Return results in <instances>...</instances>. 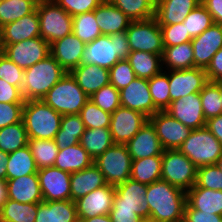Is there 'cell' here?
Instances as JSON below:
<instances>
[{
    "mask_svg": "<svg viewBox=\"0 0 222 222\" xmlns=\"http://www.w3.org/2000/svg\"><path fill=\"white\" fill-rule=\"evenodd\" d=\"M147 222H183L186 192L162 179L147 185Z\"/></svg>",
    "mask_w": 222,
    "mask_h": 222,
    "instance_id": "6da1fadb",
    "label": "cell"
},
{
    "mask_svg": "<svg viewBox=\"0 0 222 222\" xmlns=\"http://www.w3.org/2000/svg\"><path fill=\"white\" fill-rule=\"evenodd\" d=\"M130 52L126 31L101 35L86 44L81 64H92L110 69L119 60L127 59Z\"/></svg>",
    "mask_w": 222,
    "mask_h": 222,
    "instance_id": "7a4b0ae2",
    "label": "cell"
},
{
    "mask_svg": "<svg viewBox=\"0 0 222 222\" xmlns=\"http://www.w3.org/2000/svg\"><path fill=\"white\" fill-rule=\"evenodd\" d=\"M66 73L51 54L24 70V81L21 89L24 101L42 100Z\"/></svg>",
    "mask_w": 222,
    "mask_h": 222,
    "instance_id": "3957f363",
    "label": "cell"
},
{
    "mask_svg": "<svg viewBox=\"0 0 222 222\" xmlns=\"http://www.w3.org/2000/svg\"><path fill=\"white\" fill-rule=\"evenodd\" d=\"M61 118L62 115L43 100H28L24 103L22 120L28 139H54L60 129Z\"/></svg>",
    "mask_w": 222,
    "mask_h": 222,
    "instance_id": "277c9868",
    "label": "cell"
},
{
    "mask_svg": "<svg viewBox=\"0 0 222 222\" xmlns=\"http://www.w3.org/2000/svg\"><path fill=\"white\" fill-rule=\"evenodd\" d=\"M89 99L70 72H67L42 98L61 115L79 114Z\"/></svg>",
    "mask_w": 222,
    "mask_h": 222,
    "instance_id": "5b68a950",
    "label": "cell"
},
{
    "mask_svg": "<svg viewBox=\"0 0 222 222\" xmlns=\"http://www.w3.org/2000/svg\"><path fill=\"white\" fill-rule=\"evenodd\" d=\"M178 150L199 168L217 163L222 155V144L205 126L192 130Z\"/></svg>",
    "mask_w": 222,
    "mask_h": 222,
    "instance_id": "8992f818",
    "label": "cell"
},
{
    "mask_svg": "<svg viewBox=\"0 0 222 222\" xmlns=\"http://www.w3.org/2000/svg\"><path fill=\"white\" fill-rule=\"evenodd\" d=\"M40 24V37L49 44L73 31L72 16L53 0L36 5Z\"/></svg>",
    "mask_w": 222,
    "mask_h": 222,
    "instance_id": "52a82bcc",
    "label": "cell"
},
{
    "mask_svg": "<svg viewBox=\"0 0 222 222\" xmlns=\"http://www.w3.org/2000/svg\"><path fill=\"white\" fill-rule=\"evenodd\" d=\"M197 167L178 149L164 150L161 179L187 192L196 182Z\"/></svg>",
    "mask_w": 222,
    "mask_h": 222,
    "instance_id": "ba28073f",
    "label": "cell"
},
{
    "mask_svg": "<svg viewBox=\"0 0 222 222\" xmlns=\"http://www.w3.org/2000/svg\"><path fill=\"white\" fill-rule=\"evenodd\" d=\"M107 184L117 186L130 179L131 155L126 145L114 144L94 159Z\"/></svg>",
    "mask_w": 222,
    "mask_h": 222,
    "instance_id": "9c48e42d",
    "label": "cell"
},
{
    "mask_svg": "<svg viewBox=\"0 0 222 222\" xmlns=\"http://www.w3.org/2000/svg\"><path fill=\"white\" fill-rule=\"evenodd\" d=\"M126 35L132 51L163 55L164 45L160 26L155 18L131 21Z\"/></svg>",
    "mask_w": 222,
    "mask_h": 222,
    "instance_id": "30bf717a",
    "label": "cell"
},
{
    "mask_svg": "<svg viewBox=\"0 0 222 222\" xmlns=\"http://www.w3.org/2000/svg\"><path fill=\"white\" fill-rule=\"evenodd\" d=\"M4 56L23 70L50 55V44L41 37L27 39L15 44H2Z\"/></svg>",
    "mask_w": 222,
    "mask_h": 222,
    "instance_id": "8fae6325",
    "label": "cell"
},
{
    "mask_svg": "<svg viewBox=\"0 0 222 222\" xmlns=\"http://www.w3.org/2000/svg\"><path fill=\"white\" fill-rule=\"evenodd\" d=\"M149 120L143 113L126 107H118L112 114L109 130L114 144L125 145Z\"/></svg>",
    "mask_w": 222,
    "mask_h": 222,
    "instance_id": "7c38bea8",
    "label": "cell"
},
{
    "mask_svg": "<svg viewBox=\"0 0 222 222\" xmlns=\"http://www.w3.org/2000/svg\"><path fill=\"white\" fill-rule=\"evenodd\" d=\"M149 121L155 127L164 150L178 149L192 131L166 111L156 112Z\"/></svg>",
    "mask_w": 222,
    "mask_h": 222,
    "instance_id": "4fadbf2b",
    "label": "cell"
},
{
    "mask_svg": "<svg viewBox=\"0 0 222 222\" xmlns=\"http://www.w3.org/2000/svg\"><path fill=\"white\" fill-rule=\"evenodd\" d=\"M43 201L71 200V174L54 166L37 172Z\"/></svg>",
    "mask_w": 222,
    "mask_h": 222,
    "instance_id": "5bb4252c",
    "label": "cell"
},
{
    "mask_svg": "<svg viewBox=\"0 0 222 222\" xmlns=\"http://www.w3.org/2000/svg\"><path fill=\"white\" fill-rule=\"evenodd\" d=\"M165 111L191 130L206 126L199 92L171 101Z\"/></svg>",
    "mask_w": 222,
    "mask_h": 222,
    "instance_id": "9a60e30c",
    "label": "cell"
},
{
    "mask_svg": "<svg viewBox=\"0 0 222 222\" xmlns=\"http://www.w3.org/2000/svg\"><path fill=\"white\" fill-rule=\"evenodd\" d=\"M170 100L200 92L208 82L206 71L201 68L169 70Z\"/></svg>",
    "mask_w": 222,
    "mask_h": 222,
    "instance_id": "2e32d148",
    "label": "cell"
},
{
    "mask_svg": "<svg viewBox=\"0 0 222 222\" xmlns=\"http://www.w3.org/2000/svg\"><path fill=\"white\" fill-rule=\"evenodd\" d=\"M119 91L122 107L139 111L148 118L159 111L153 103L147 79L137 77Z\"/></svg>",
    "mask_w": 222,
    "mask_h": 222,
    "instance_id": "e0dca14e",
    "label": "cell"
},
{
    "mask_svg": "<svg viewBox=\"0 0 222 222\" xmlns=\"http://www.w3.org/2000/svg\"><path fill=\"white\" fill-rule=\"evenodd\" d=\"M194 51V67L206 70L212 57L222 48V25L213 23L202 34L191 40Z\"/></svg>",
    "mask_w": 222,
    "mask_h": 222,
    "instance_id": "ac0fdd59",
    "label": "cell"
},
{
    "mask_svg": "<svg viewBox=\"0 0 222 222\" xmlns=\"http://www.w3.org/2000/svg\"><path fill=\"white\" fill-rule=\"evenodd\" d=\"M115 186L106 184L91 191L75 201L77 217L91 218L98 215H108L112 208Z\"/></svg>",
    "mask_w": 222,
    "mask_h": 222,
    "instance_id": "d6986e66",
    "label": "cell"
},
{
    "mask_svg": "<svg viewBox=\"0 0 222 222\" xmlns=\"http://www.w3.org/2000/svg\"><path fill=\"white\" fill-rule=\"evenodd\" d=\"M125 145L132 160L162 155L164 151L155 127L149 120Z\"/></svg>",
    "mask_w": 222,
    "mask_h": 222,
    "instance_id": "ffe728a7",
    "label": "cell"
},
{
    "mask_svg": "<svg viewBox=\"0 0 222 222\" xmlns=\"http://www.w3.org/2000/svg\"><path fill=\"white\" fill-rule=\"evenodd\" d=\"M85 46V43L71 33L51 43L50 54L66 72H70L81 64Z\"/></svg>",
    "mask_w": 222,
    "mask_h": 222,
    "instance_id": "44dd1931",
    "label": "cell"
},
{
    "mask_svg": "<svg viewBox=\"0 0 222 222\" xmlns=\"http://www.w3.org/2000/svg\"><path fill=\"white\" fill-rule=\"evenodd\" d=\"M36 37H40V24L37 9L1 27V44H15Z\"/></svg>",
    "mask_w": 222,
    "mask_h": 222,
    "instance_id": "7402d4cb",
    "label": "cell"
},
{
    "mask_svg": "<svg viewBox=\"0 0 222 222\" xmlns=\"http://www.w3.org/2000/svg\"><path fill=\"white\" fill-rule=\"evenodd\" d=\"M200 0H156L155 16L159 26L180 24Z\"/></svg>",
    "mask_w": 222,
    "mask_h": 222,
    "instance_id": "603a6c76",
    "label": "cell"
},
{
    "mask_svg": "<svg viewBox=\"0 0 222 222\" xmlns=\"http://www.w3.org/2000/svg\"><path fill=\"white\" fill-rule=\"evenodd\" d=\"M70 73L89 98L103 86L110 84L109 69L97 65L80 64Z\"/></svg>",
    "mask_w": 222,
    "mask_h": 222,
    "instance_id": "cb8c5ba5",
    "label": "cell"
},
{
    "mask_svg": "<svg viewBox=\"0 0 222 222\" xmlns=\"http://www.w3.org/2000/svg\"><path fill=\"white\" fill-rule=\"evenodd\" d=\"M6 180L9 199L29 204L43 202L37 173Z\"/></svg>",
    "mask_w": 222,
    "mask_h": 222,
    "instance_id": "d4e9b609",
    "label": "cell"
},
{
    "mask_svg": "<svg viewBox=\"0 0 222 222\" xmlns=\"http://www.w3.org/2000/svg\"><path fill=\"white\" fill-rule=\"evenodd\" d=\"M94 15L102 35H111L126 31L130 19L109 0H104L95 10Z\"/></svg>",
    "mask_w": 222,
    "mask_h": 222,
    "instance_id": "484cf974",
    "label": "cell"
},
{
    "mask_svg": "<svg viewBox=\"0 0 222 222\" xmlns=\"http://www.w3.org/2000/svg\"><path fill=\"white\" fill-rule=\"evenodd\" d=\"M107 183L101 171L98 167L92 163L87 168L71 173L70 177V189L71 200H76L84 197L93 190H96Z\"/></svg>",
    "mask_w": 222,
    "mask_h": 222,
    "instance_id": "4316f807",
    "label": "cell"
},
{
    "mask_svg": "<svg viewBox=\"0 0 222 222\" xmlns=\"http://www.w3.org/2000/svg\"><path fill=\"white\" fill-rule=\"evenodd\" d=\"M147 185L134 181L131 178L115 186V195L112 207L127 209H146Z\"/></svg>",
    "mask_w": 222,
    "mask_h": 222,
    "instance_id": "83f0119b",
    "label": "cell"
},
{
    "mask_svg": "<svg viewBox=\"0 0 222 222\" xmlns=\"http://www.w3.org/2000/svg\"><path fill=\"white\" fill-rule=\"evenodd\" d=\"M35 222H78L76 204L72 200L43 201L38 204Z\"/></svg>",
    "mask_w": 222,
    "mask_h": 222,
    "instance_id": "f1b7e54d",
    "label": "cell"
},
{
    "mask_svg": "<svg viewBox=\"0 0 222 222\" xmlns=\"http://www.w3.org/2000/svg\"><path fill=\"white\" fill-rule=\"evenodd\" d=\"M186 203L192 209L222 216V190L201 188L194 184L186 192Z\"/></svg>",
    "mask_w": 222,
    "mask_h": 222,
    "instance_id": "f546056e",
    "label": "cell"
},
{
    "mask_svg": "<svg viewBox=\"0 0 222 222\" xmlns=\"http://www.w3.org/2000/svg\"><path fill=\"white\" fill-rule=\"evenodd\" d=\"M93 161L88 152L78 143L59 149L54 167L71 174L87 168Z\"/></svg>",
    "mask_w": 222,
    "mask_h": 222,
    "instance_id": "4dcf8cb0",
    "label": "cell"
},
{
    "mask_svg": "<svg viewBox=\"0 0 222 222\" xmlns=\"http://www.w3.org/2000/svg\"><path fill=\"white\" fill-rule=\"evenodd\" d=\"M163 70H184L194 68V51L191 42L164 47L162 55Z\"/></svg>",
    "mask_w": 222,
    "mask_h": 222,
    "instance_id": "1f68e13d",
    "label": "cell"
},
{
    "mask_svg": "<svg viewBox=\"0 0 222 222\" xmlns=\"http://www.w3.org/2000/svg\"><path fill=\"white\" fill-rule=\"evenodd\" d=\"M85 129L79 114L62 115L60 129L56 133L54 141L59 149L76 145L79 143Z\"/></svg>",
    "mask_w": 222,
    "mask_h": 222,
    "instance_id": "d6a6232c",
    "label": "cell"
},
{
    "mask_svg": "<svg viewBox=\"0 0 222 222\" xmlns=\"http://www.w3.org/2000/svg\"><path fill=\"white\" fill-rule=\"evenodd\" d=\"M129 61L136 77L149 80L159 74L162 68V55L144 51H132L128 55Z\"/></svg>",
    "mask_w": 222,
    "mask_h": 222,
    "instance_id": "836d02e7",
    "label": "cell"
},
{
    "mask_svg": "<svg viewBox=\"0 0 222 222\" xmlns=\"http://www.w3.org/2000/svg\"><path fill=\"white\" fill-rule=\"evenodd\" d=\"M6 168V179L19 178L20 176L38 172L34 157L28 145L9 153Z\"/></svg>",
    "mask_w": 222,
    "mask_h": 222,
    "instance_id": "e575fe53",
    "label": "cell"
},
{
    "mask_svg": "<svg viewBox=\"0 0 222 222\" xmlns=\"http://www.w3.org/2000/svg\"><path fill=\"white\" fill-rule=\"evenodd\" d=\"M162 155L132 160L130 178L149 185L161 179Z\"/></svg>",
    "mask_w": 222,
    "mask_h": 222,
    "instance_id": "d590c367",
    "label": "cell"
},
{
    "mask_svg": "<svg viewBox=\"0 0 222 222\" xmlns=\"http://www.w3.org/2000/svg\"><path fill=\"white\" fill-rule=\"evenodd\" d=\"M79 143L93 160L114 145L109 128L85 129Z\"/></svg>",
    "mask_w": 222,
    "mask_h": 222,
    "instance_id": "8d00e7d4",
    "label": "cell"
},
{
    "mask_svg": "<svg viewBox=\"0 0 222 222\" xmlns=\"http://www.w3.org/2000/svg\"><path fill=\"white\" fill-rule=\"evenodd\" d=\"M120 9L130 21H142L154 18L156 0H109Z\"/></svg>",
    "mask_w": 222,
    "mask_h": 222,
    "instance_id": "74e56055",
    "label": "cell"
},
{
    "mask_svg": "<svg viewBox=\"0 0 222 222\" xmlns=\"http://www.w3.org/2000/svg\"><path fill=\"white\" fill-rule=\"evenodd\" d=\"M38 204L20 203L8 199L0 209V219L3 222H35Z\"/></svg>",
    "mask_w": 222,
    "mask_h": 222,
    "instance_id": "f35d334b",
    "label": "cell"
},
{
    "mask_svg": "<svg viewBox=\"0 0 222 222\" xmlns=\"http://www.w3.org/2000/svg\"><path fill=\"white\" fill-rule=\"evenodd\" d=\"M28 135L23 120L0 129V150L11 153L28 145Z\"/></svg>",
    "mask_w": 222,
    "mask_h": 222,
    "instance_id": "ab89813d",
    "label": "cell"
},
{
    "mask_svg": "<svg viewBox=\"0 0 222 222\" xmlns=\"http://www.w3.org/2000/svg\"><path fill=\"white\" fill-rule=\"evenodd\" d=\"M28 146L39 169L54 166L59 148L54 139H29Z\"/></svg>",
    "mask_w": 222,
    "mask_h": 222,
    "instance_id": "60d3db41",
    "label": "cell"
},
{
    "mask_svg": "<svg viewBox=\"0 0 222 222\" xmlns=\"http://www.w3.org/2000/svg\"><path fill=\"white\" fill-rule=\"evenodd\" d=\"M72 24V33L85 44L92 42L102 35L94 15V10L73 16Z\"/></svg>",
    "mask_w": 222,
    "mask_h": 222,
    "instance_id": "b9f144b4",
    "label": "cell"
},
{
    "mask_svg": "<svg viewBox=\"0 0 222 222\" xmlns=\"http://www.w3.org/2000/svg\"><path fill=\"white\" fill-rule=\"evenodd\" d=\"M148 85L155 107L159 111H165L171 103L168 71L162 70L150 78Z\"/></svg>",
    "mask_w": 222,
    "mask_h": 222,
    "instance_id": "7bdbcfd3",
    "label": "cell"
},
{
    "mask_svg": "<svg viewBox=\"0 0 222 222\" xmlns=\"http://www.w3.org/2000/svg\"><path fill=\"white\" fill-rule=\"evenodd\" d=\"M36 5L32 0H3L0 5V27L32 13Z\"/></svg>",
    "mask_w": 222,
    "mask_h": 222,
    "instance_id": "ee69618b",
    "label": "cell"
},
{
    "mask_svg": "<svg viewBox=\"0 0 222 222\" xmlns=\"http://www.w3.org/2000/svg\"><path fill=\"white\" fill-rule=\"evenodd\" d=\"M182 23L189 35L195 38L209 28L214 21L206 7L200 3L189 13Z\"/></svg>",
    "mask_w": 222,
    "mask_h": 222,
    "instance_id": "f6af8a7d",
    "label": "cell"
},
{
    "mask_svg": "<svg viewBox=\"0 0 222 222\" xmlns=\"http://www.w3.org/2000/svg\"><path fill=\"white\" fill-rule=\"evenodd\" d=\"M199 93L206 121L222 114L220 93L218 86L214 82L208 81Z\"/></svg>",
    "mask_w": 222,
    "mask_h": 222,
    "instance_id": "bcb514c9",
    "label": "cell"
},
{
    "mask_svg": "<svg viewBox=\"0 0 222 222\" xmlns=\"http://www.w3.org/2000/svg\"><path fill=\"white\" fill-rule=\"evenodd\" d=\"M79 115L81 116L86 129L109 128L110 126L111 114L103 111L90 99L81 109Z\"/></svg>",
    "mask_w": 222,
    "mask_h": 222,
    "instance_id": "7dc6e473",
    "label": "cell"
},
{
    "mask_svg": "<svg viewBox=\"0 0 222 222\" xmlns=\"http://www.w3.org/2000/svg\"><path fill=\"white\" fill-rule=\"evenodd\" d=\"M90 100L103 111L110 114L121 106L120 91L117 90L112 84L103 86L90 97Z\"/></svg>",
    "mask_w": 222,
    "mask_h": 222,
    "instance_id": "c3c4849f",
    "label": "cell"
},
{
    "mask_svg": "<svg viewBox=\"0 0 222 222\" xmlns=\"http://www.w3.org/2000/svg\"><path fill=\"white\" fill-rule=\"evenodd\" d=\"M110 84L117 90L128 86L136 77L127 59L119 60L113 67L109 69Z\"/></svg>",
    "mask_w": 222,
    "mask_h": 222,
    "instance_id": "681fc988",
    "label": "cell"
},
{
    "mask_svg": "<svg viewBox=\"0 0 222 222\" xmlns=\"http://www.w3.org/2000/svg\"><path fill=\"white\" fill-rule=\"evenodd\" d=\"M195 185L201 188L222 190V171L216 164L197 168Z\"/></svg>",
    "mask_w": 222,
    "mask_h": 222,
    "instance_id": "f907efd6",
    "label": "cell"
},
{
    "mask_svg": "<svg viewBox=\"0 0 222 222\" xmlns=\"http://www.w3.org/2000/svg\"><path fill=\"white\" fill-rule=\"evenodd\" d=\"M0 78L15 87L22 89L24 70L0 53Z\"/></svg>",
    "mask_w": 222,
    "mask_h": 222,
    "instance_id": "816d5d0a",
    "label": "cell"
},
{
    "mask_svg": "<svg viewBox=\"0 0 222 222\" xmlns=\"http://www.w3.org/2000/svg\"><path fill=\"white\" fill-rule=\"evenodd\" d=\"M160 29L162 32L164 47H171L185 42H191L193 39L187 32L183 23L160 26Z\"/></svg>",
    "mask_w": 222,
    "mask_h": 222,
    "instance_id": "f5cc1de1",
    "label": "cell"
},
{
    "mask_svg": "<svg viewBox=\"0 0 222 222\" xmlns=\"http://www.w3.org/2000/svg\"><path fill=\"white\" fill-rule=\"evenodd\" d=\"M72 17L95 10L104 0H53Z\"/></svg>",
    "mask_w": 222,
    "mask_h": 222,
    "instance_id": "db71d44e",
    "label": "cell"
},
{
    "mask_svg": "<svg viewBox=\"0 0 222 222\" xmlns=\"http://www.w3.org/2000/svg\"><path fill=\"white\" fill-rule=\"evenodd\" d=\"M24 103L0 102V129L22 121Z\"/></svg>",
    "mask_w": 222,
    "mask_h": 222,
    "instance_id": "11a10c76",
    "label": "cell"
},
{
    "mask_svg": "<svg viewBox=\"0 0 222 222\" xmlns=\"http://www.w3.org/2000/svg\"><path fill=\"white\" fill-rule=\"evenodd\" d=\"M112 222H147L146 209H127L112 207L110 210Z\"/></svg>",
    "mask_w": 222,
    "mask_h": 222,
    "instance_id": "9f6ffc18",
    "label": "cell"
},
{
    "mask_svg": "<svg viewBox=\"0 0 222 222\" xmlns=\"http://www.w3.org/2000/svg\"><path fill=\"white\" fill-rule=\"evenodd\" d=\"M183 222H222V216L192 209L186 203Z\"/></svg>",
    "mask_w": 222,
    "mask_h": 222,
    "instance_id": "6f0895ef",
    "label": "cell"
},
{
    "mask_svg": "<svg viewBox=\"0 0 222 222\" xmlns=\"http://www.w3.org/2000/svg\"><path fill=\"white\" fill-rule=\"evenodd\" d=\"M0 102L25 103L21 90L0 78Z\"/></svg>",
    "mask_w": 222,
    "mask_h": 222,
    "instance_id": "680465c9",
    "label": "cell"
},
{
    "mask_svg": "<svg viewBox=\"0 0 222 222\" xmlns=\"http://www.w3.org/2000/svg\"><path fill=\"white\" fill-rule=\"evenodd\" d=\"M205 71L208 81L215 82L222 80V48H220L212 57V60Z\"/></svg>",
    "mask_w": 222,
    "mask_h": 222,
    "instance_id": "91938a15",
    "label": "cell"
},
{
    "mask_svg": "<svg viewBox=\"0 0 222 222\" xmlns=\"http://www.w3.org/2000/svg\"><path fill=\"white\" fill-rule=\"evenodd\" d=\"M201 3L212 15L214 23L222 25V0H202Z\"/></svg>",
    "mask_w": 222,
    "mask_h": 222,
    "instance_id": "94428289",
    "label": "cell"
},
{
    "mask_svg": "<svg viewBox=\"0 0 222 222\" xmlns=\"http://www.w3.org/2000/svg\"><path fill=\"white\" fill-rule=\"evenodd\" d=\"M206 127L222 144V114L208 119Z\"/></svg>",
    "mask_w": 222,
    "mask_h": 222,
    "instance_id": "6125c7cd",
    "label": "cell"
},
{
    "mask_svg": "<svg viewBox=\"0 0 222 222\" xmlns=\"http://www.w3.org/2000/svg\"><path fill=\"white\" fill-rule=\"evenodd\" d=\"M8 188H7V180L0 179V209L4 206V204L8 201Z\"/></svg>",
    "mask_w": 222,
    "mask_h": 222,
    "instance_id": "be15d7a7",
    "label": "cell"
},
{
    "mask_svg": "<svg viewBox=\"0 0 222 222\" xmlns=\"http://www.w3.org/2000/svg\"><path fill=\"white\" fill-rule=\"evenodd\" d=\"M9 153L0 150V179H6V163L8 161Z\"/></svg>",
    "mask_w": 222,
    "mask_h": 222,
    "instance_id": "e7e4bbea",
    "label": "cell"
},
{
    "mask_svg": "<svg viewBox=\"0 0 222 222\" xmlns=\"http://www.w3.org/2000/svg\"><path fill=\"white\" fill-rule=\"evenodd\" d=\"M78 222H112L110 215H98L91 218H78Z\"/></svg>",
    "mask_w": 222,
    "mask_h": 222,
    "instance_id": "03108f58",
    "label": "cell"
},
{
    "mask_svg": "<svg viewBox=\"0 0 222 222\" xmlns=\"http://www.w3.org/2000/svg\"><path fill=\"white\" fill-rule=\"evenodd\" d=\"M219 89V93H220V99H221V103H222V80H218L214 82Z\"/></svg>",
    "mask_w": 222,
    "mask_h": 222,
    "instance_id": "003e7915",
    "label": "cell"
},
{
    "mask_svg": "<svg viewBox=\"0 0 222 222\" xmlns=\"http://www.w3.org/2000/svg\"><path fill=\"white\" fill-rule=\"evenodd\" d=\"M216 165L219 167V169L222 171V155L217 160Z\"/></svg>",
    "mask_w": 222,
    "mask_h": 222,
    "instance_id": "a7ac6f4b",
    "label": "cell"
},
{
    "mask_svg": "<svg viewBox=\"0 0 222 222\" xmlns=\"http://www.w3.org/2000/svg\"><path fill=\"white\" fill-rule=\"evenodd\" d=\"M32 1H34L36 4H40L41 2L47 1V0H32Z\"/></svg>",
    "mask_w": 222,
    "mask_h": 222,
    "instance_id": "89a4df30",
    "label": "cell"
},
{
    "mask_svg": "<svg viewBox=\"0 0 222 222\" xmlns=\"http://www.w3.org/2000/svg\"><path fill=\"white\" fill-rule=\"evenodd\" d=\"M2 51V44H1V27H0V53Z\"/></svg>",
    "mask_w": 222,
    "mask_h": 222,
    "instance_id": "2644e50d",
    "label": "cell"
}]
</instances>
